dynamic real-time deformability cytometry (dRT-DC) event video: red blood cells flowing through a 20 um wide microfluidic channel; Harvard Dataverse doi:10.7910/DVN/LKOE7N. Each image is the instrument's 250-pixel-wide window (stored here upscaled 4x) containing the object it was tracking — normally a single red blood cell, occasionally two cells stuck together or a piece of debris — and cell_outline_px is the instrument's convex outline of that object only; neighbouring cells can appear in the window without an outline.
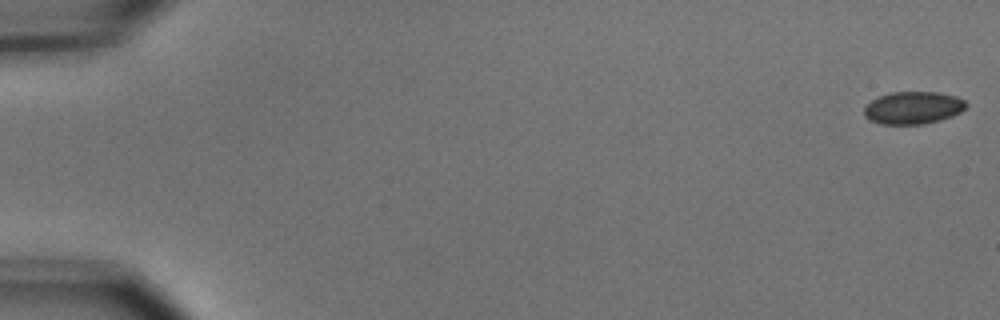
{"species": "common noctule bat (a hibernating species)", "species_latin": "Nyctalus noctula", "temperature_condition": "cold", "stored_images_in_passage": 9, "camera_frame_rate_fps": 3000, "um_per_image_px": 0.085, "animal": {"sex": "male", "body_mass_g": 15.6}, "frame": {"image": 1, "passage_image": 1, "time_ms": 0.0, "image_size_px": [1000, 320], "cell_outline_px": [[968, 104], [960, 112], [952, 116], [940, 120], [924, 124], [880, 124], [868, 120], [864, 116], [864, 108], [872, 100], [880, 96], [892, 92], [936, 92], [956, 96], [964, 100]], "centroid_in_image_um": [77.6, 9.17], "position_along_channel_um": 7.4, "area_um2": 19.31}}
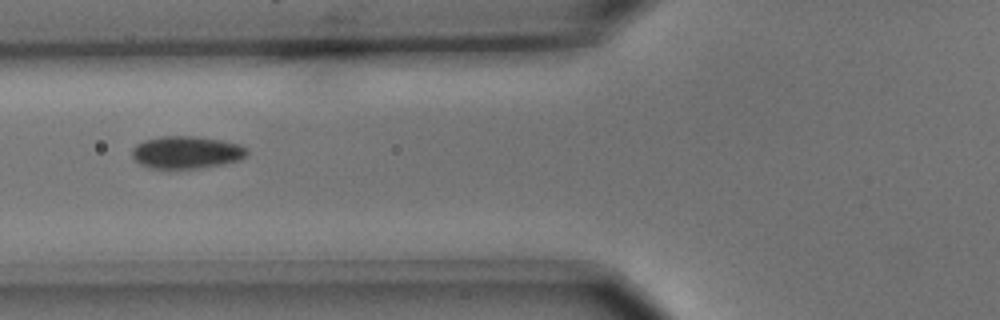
{"frame": {"image": 2, "passage_image": 7, "time_ms": 2.0, "image_size_px": [1000, 320], "cell_outline_px": [[248, 152], [244, 156], [236, 160], [220, 164], [196, 168], [148, 168], [140, 164], [132, 156], [132, 148], [136, 144], [144, 140], [160, 136], [196, 136], [220, 140], [240, 144], [248, 148]], "centroid_in_image_um": [15.81, 12.93], "position_along_channel_um": 110.0, "area_um2": 21.56}}
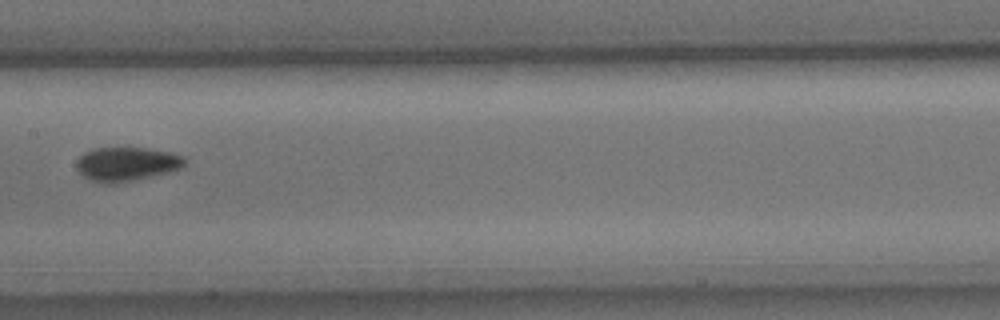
{"frame": {"image": 3, "passage_image": 9, "time_ms": 2.667, "image_size_px": [1000, 320], "cell_outline_px": [[188, 160], [184, 168], [168, 172], [132, 180], [112, 184], [104, 184], [88, 180], [76, 168], [76, 164], [80, 156], [84, 152], [92, 148], [144, 148], [168, 152], [184, 156]], "centroid_in_image_um": [10.76, 13.95], "position_along_channel_um": 196.6, "area_um2": 21.5}}